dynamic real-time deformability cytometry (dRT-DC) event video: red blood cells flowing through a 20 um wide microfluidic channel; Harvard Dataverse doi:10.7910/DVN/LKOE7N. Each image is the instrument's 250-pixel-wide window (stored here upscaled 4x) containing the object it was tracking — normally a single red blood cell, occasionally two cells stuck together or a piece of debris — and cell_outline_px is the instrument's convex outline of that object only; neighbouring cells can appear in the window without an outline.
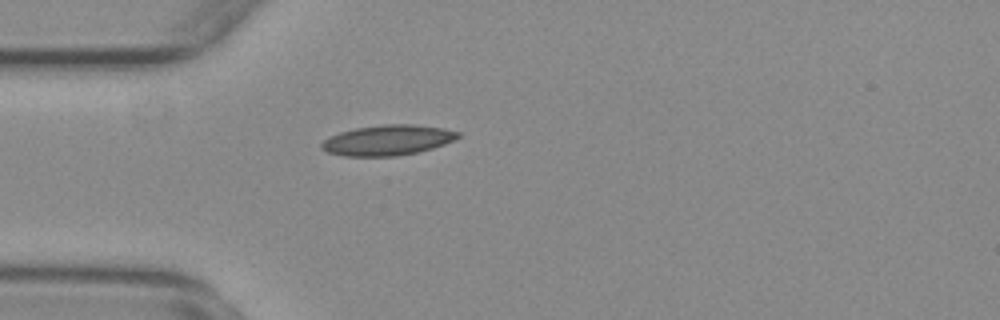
{"species": "common noctule bat (a hibernating species)", "species_latin": "Nyctalus noctula", "temperature_condition": "warm", "stored_images_in_passage": 37, "camera_frame_rate_fps": 3000, "um_per_image_px": 0.085, "animal": {"sex": "female", "body_mass_g": 29.2, "forearm_length_mm": 56.3}, "frame": {"image": 1, "passage_image": 1, "time_ms": 0.0, "image_size_px": [1000, 320], "cell_outline_px": [[460, 136], [444, 144], [432, 148], [416, 152], [396, 156], [344, 156], [328, 152], [320, 148], [320, 144], [324, 140], [340, 132], [356, 128], [380, 124], [412, 124], [444, 128], [460, 132]], "centroid_in_image_um": [32.94, 11.91], "position_along_channel_um": 52.1, "area_um2": 23.99}}
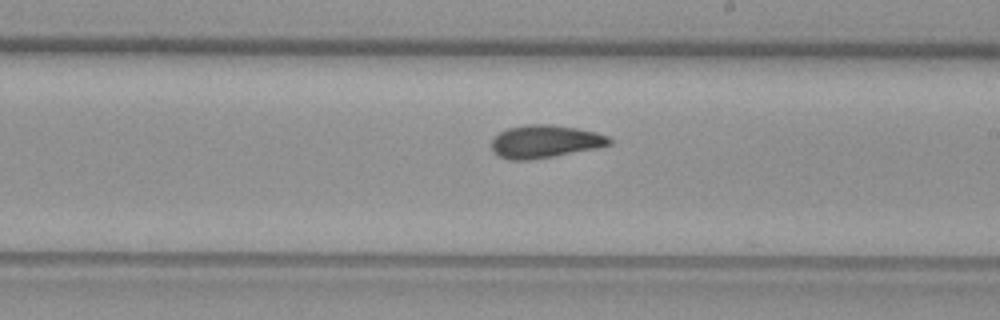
{"frame": {"image": 2, "passage_image": 17, "time_ms": 5.333, "image_size_px": [1000, 320], "cell_outline_px": [[612, 144], [600, 148], [528, 160], [508, 160], [492, 152], [492, 140], [500, 132], [508, 128], [528, 124], [552, 124], [576, 128], [596, 132], [608, 136], [612, 140]], "centroid_in_image_um": [46.35, 12.03], "position_along_channel_um": 242.7, "area_um2": 22.6}}
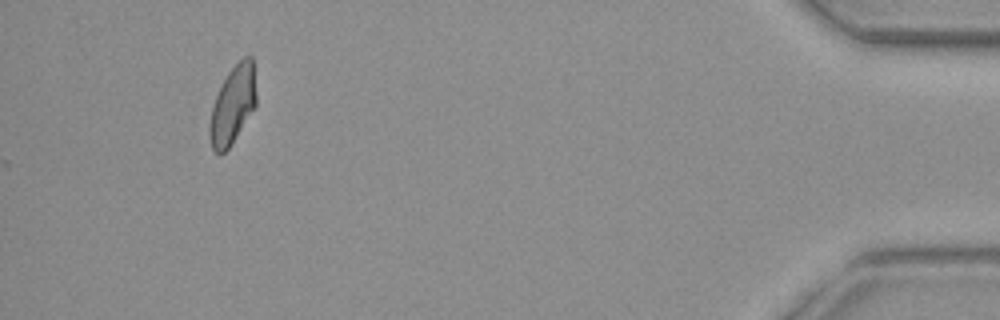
{"frame": {"image": 3, "passage_image": 37, "time_ms": 12.0, "image_size_px": [1000, 320], "cell_outline_px": [[256, 108], [232, 144], [220, 156], [212, 148], [208, 136], [208, 128], [212, 108], [216, 96], [228, 72], [244, 56], [252, 56], [256, 96]], "centroid_in_image_um": [19.78, 8.98], "position_along_channel_um": 415.4, "area_um2": 21.27}, "authors_computed_cell_mechanics": {"area_um2": 21.8484, "velocity_mm_per_s": 3.7181, "shape_relaxation_time_tau1_ms": null, "shape_relaxation_time_tau2_ms": 2.3659, "deformation_change_tau1": null, "deformation_change_tau2": 0.0701}}